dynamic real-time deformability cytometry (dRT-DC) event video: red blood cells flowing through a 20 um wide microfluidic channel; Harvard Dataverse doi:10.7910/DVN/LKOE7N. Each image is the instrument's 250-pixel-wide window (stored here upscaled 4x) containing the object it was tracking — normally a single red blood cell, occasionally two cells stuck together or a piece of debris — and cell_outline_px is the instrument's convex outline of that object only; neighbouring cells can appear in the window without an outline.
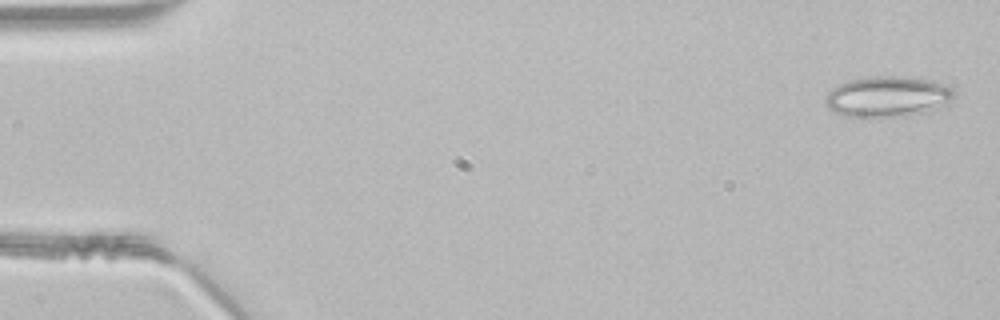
{"species": "common noctule bat (a hibernating species)", "species_latin": "Nyctalus noctula", "temperature_condition": "room temperature", "stored_images_in_passage": 48, "camera_frame_rate_fps": 3000, "um_per_image_px": 0.085, "animal": {"sex": "male", "body_mass_g": 21.5, "forearm_length_mm": 52.0}, "frame": {"image": 1, "passage_image": 2, "time_ms": 0.333, "image_size_px": [1000, 320], "cell_outline_px": [[956, 96], [952, 100], [940, 108], [932, 112], [904, 116], [844, 116], [828, 108], [824, 104], [824, 100], [828, 92], [832, 88], [848, 80], [868, 76], [904, 76], [924, 80], [940, 84], [952, 88], [956, 92]], "centroid_in_image_um": [75.45, 8.22], "position_along_channel_um": 9.5, "area_um2": 30.63}}
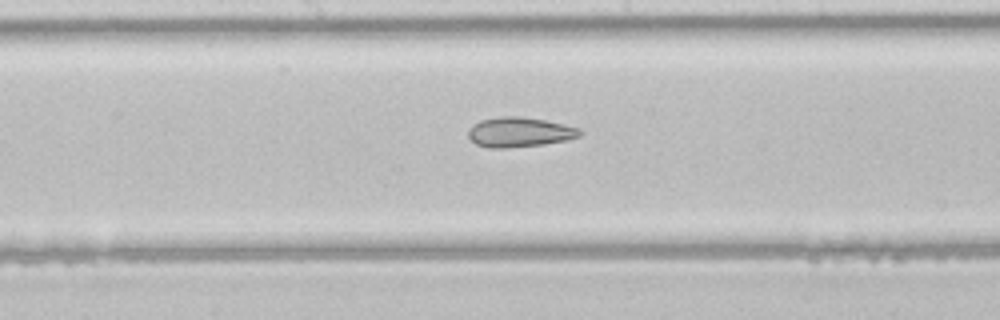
{"frame": {"image": 2, "passage_image": 25, "time_ms": 8.0, "image_size_px": [1000, 320], "cell_outline_px": [[584, 132], [580, 136], [568, 140], [544, 144], [508, 148], [488, 148], [476, 144], [468, 136], [468, 132], [472, 124], [480, 120], [500, 116], [520, 116], [544, 120], [564, 124], [580, 128]], "centroid_in_image_um": [44.17, 11.23], "position_along_channel_um": 204.0, "area_um2": 19.59}}
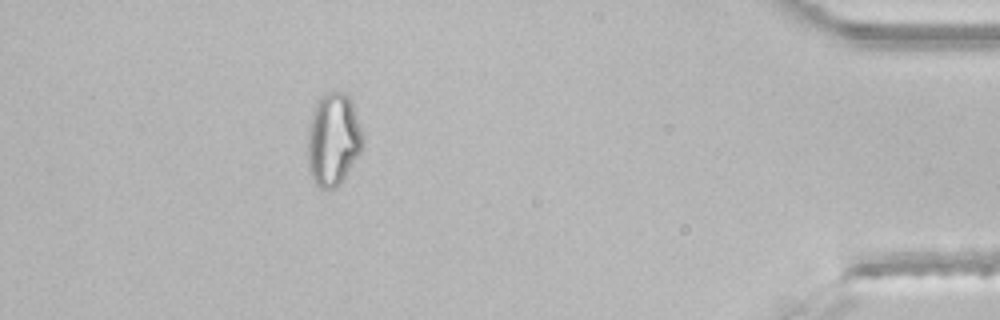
{"frame": {"image": 3, "passage_image": 43, "time_ms": 14.0, "image_size_px": [1000, 320], "cell_outline_px": [[364, 140], [360, 152], [340, 184], [336, 188], [320, 188], [316, 184], [308, 168], [308, 128], [312, 112], [316, 100], [324, 92], [344, 92], [348, 96], [352, 104], [360, 124], [364, 136]], "centroid_in_image_um": [28.31, 11.83], "position_along_channel_um": 406.9, "area_um2": 29.82}}